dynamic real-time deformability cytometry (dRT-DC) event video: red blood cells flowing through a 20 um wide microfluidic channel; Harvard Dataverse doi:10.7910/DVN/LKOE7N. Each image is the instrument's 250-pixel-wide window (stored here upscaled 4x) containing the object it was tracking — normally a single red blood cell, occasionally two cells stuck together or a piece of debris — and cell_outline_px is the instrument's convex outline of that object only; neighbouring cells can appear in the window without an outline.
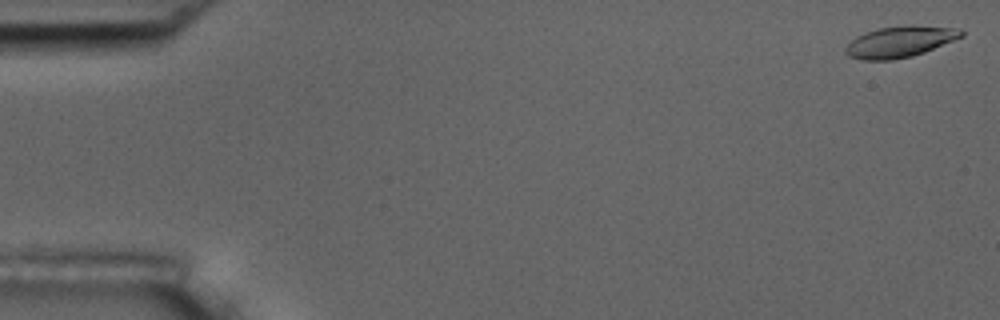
{"species": "common noctule bat (a hibernating species)", "species_latin": "Nyctalus noctula", "temperature_condition": "room temperature", "stored_images_in_passage": 7, "camera_frame_rate_fps": 3000, "um_per_image_px": 0.085, "animal": {"sex": "male", "body_mass_g": 17.5, "forearm_length_mm": 52.3}, "frame": {"image": 1, "passage_image": 1, "time_ms": 0.0, "image_size_px": [1000, 320], "cell_outline_px": [[964, 36], [924, 52], [912, 56], [892, 60], [864, 60], [848, 56], [844, 52], [844, 48], [856, 36], [864, 32], [876, 28], [912, 24], [960, 28], [964, 32]], "centroid_in_image_um": [76.49, 3.53], "position_along_channel_um": 8.5, "area_um2": 21.33}}
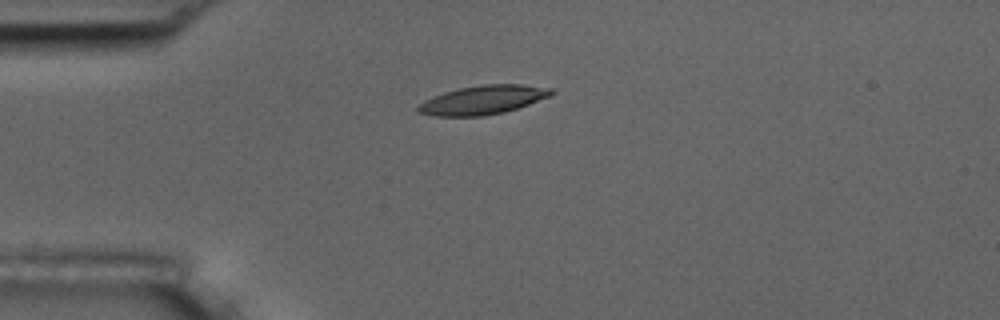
{"frame": {"image": 2, "passage_image": 4, "time_ms": 4.333, "image_size_px": [1000, 320], "cell_outline_px": [[556, 92], [548, 96], [528, 104], [504, 112], [484, 116], [436, 116], [420, 112], [416, 108], [424, 100], [432, 96], [444, 92], [460, 88], [480, 84], [520, 84], [552, 88]], "centroid_in_image_um": [41.04, 8.48], "position_along_channel_um": 44.0, "area_um2": 22.25}}